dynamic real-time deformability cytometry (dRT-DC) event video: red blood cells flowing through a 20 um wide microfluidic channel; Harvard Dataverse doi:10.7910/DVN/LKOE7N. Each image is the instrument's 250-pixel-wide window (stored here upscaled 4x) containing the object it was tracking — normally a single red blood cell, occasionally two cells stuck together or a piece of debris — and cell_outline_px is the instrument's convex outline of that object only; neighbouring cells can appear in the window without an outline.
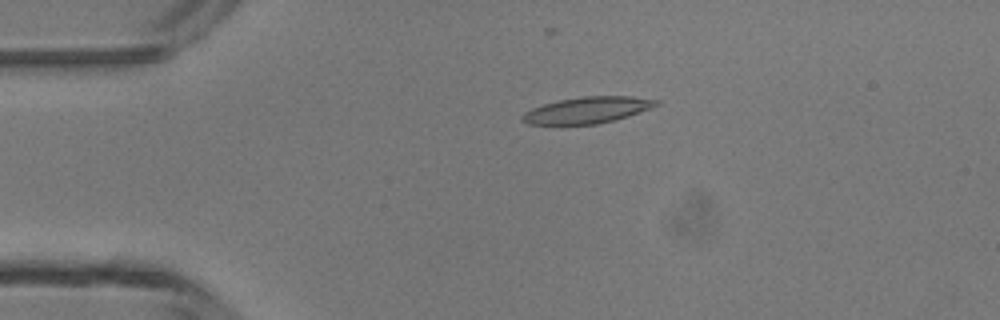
{"species": "common noctule bat (a hibernating species)", "species_latin": "Nyctalus noctula", "temperature_condition": "room temperature", "stored_images_in_passage": 3, "camera_frame_rate_fps": 3000, "um_per_image_px": 0.085, "animal": {"sex": "male", "body_mass_g": 13.3}, "frame": {"image": 1, "passage_image": 2, "time_ms": 1.0, "image_size_px": [1000, 320], "cell_outline_px": [[660, 104], [628, 116], [596, 124], [524, 124], [520, 120], [520, 116], [524, 112], [532, 108], [544, 104], [560, 100], [580, 96], [632, 96], [660, 100]], "centroid_in_image_um": [49.89, 9.35], "position_along_channel_um": 35.1, "area_um2": 20.52}}